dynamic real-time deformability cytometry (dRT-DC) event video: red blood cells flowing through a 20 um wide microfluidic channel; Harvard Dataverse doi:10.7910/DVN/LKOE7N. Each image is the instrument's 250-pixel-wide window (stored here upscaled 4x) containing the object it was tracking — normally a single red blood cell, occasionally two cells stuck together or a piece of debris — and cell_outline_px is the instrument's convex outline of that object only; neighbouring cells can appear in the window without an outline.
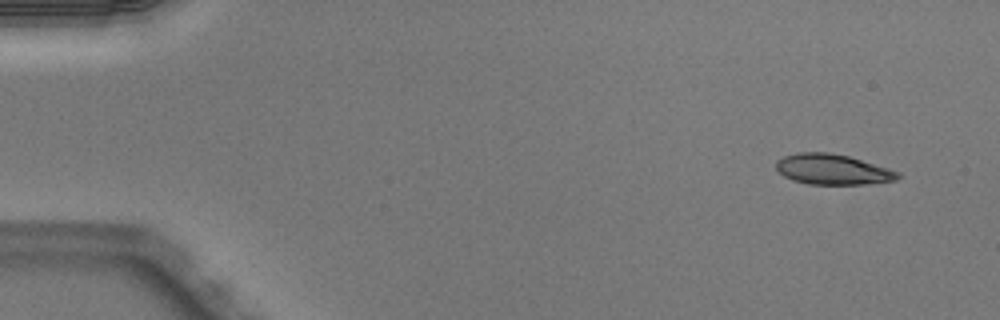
{"species": "Egyptian fruit bat (a non-hibernating species)", "species_latin": "Rousettus aegyptiacus", "temperature_condition": "warm", "stored_images_in_passage": 48, "camera_frame_rate_fps": 3000, "um_per_image_px": 0.085, "animal": {"sex": "male"}, "frame": {"image": 1, "passage_image": 1, "time_ms": 0.0, "image_size_px": [1000, 320], "cell_outline_px": [[904, 176], [896, 180], [864, 184], [808, 184], [792, 180], [784, 176], [776, 168], [776, 160], [784, 156], [796, 152], [828, 152], [848, 156], [888, 168], [900, 172]], "centroid_in_image_um": [70.78, 14.4], "position_along_channel_um": 14.2, "area_um2": 21.62}}
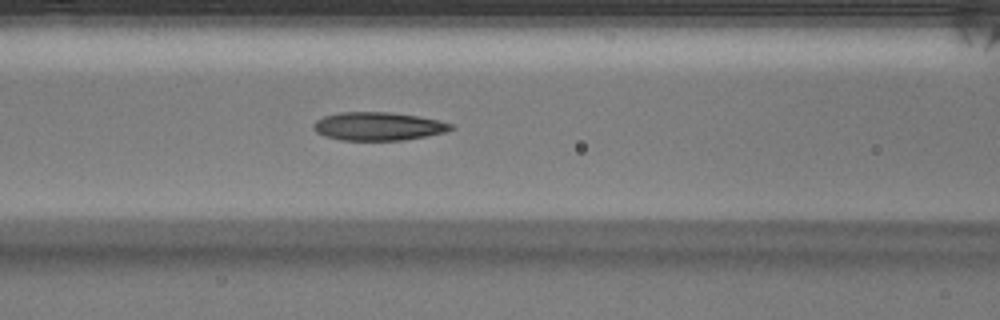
{"frame": {"image": 2, "passage_image": 19, "time_ms": 6.0, "image_size_px": [1000, 320], "cell_outline_px": [[456, 128], [444, 132], [404, 140], [340, 140], [324, 136], [316, 132], [312, 128], [312, 124], [316, 120], [324, 116], [340, 112], [388, 112], [420, 116], [440, 120], [452, 124]], "centroid_in_image_um": [32.13, 10.73], "position_along_channel_um": 134.5, "area_um2": 22.77}}
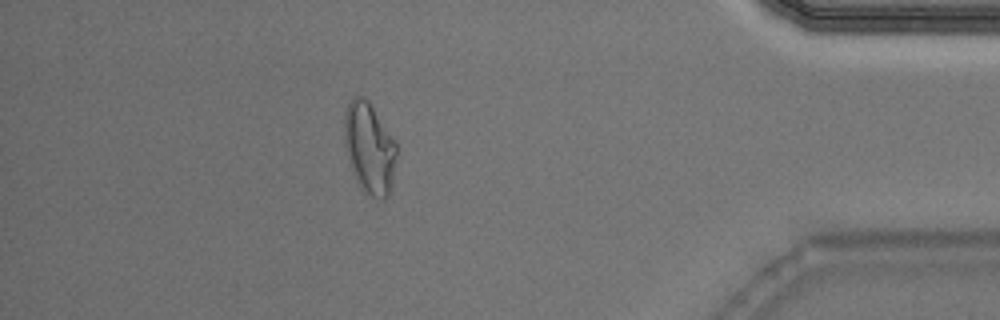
{"frame": {"image": 3, "passage_image": 42, "time_ms": 13.667, "image_size_px": [1000, 320], "cell_outline_px": [[396, 156], [392, 184], [388, 196], [384, 200], [372, 196], [364, 192], [356, 180], [344, 144], [344, 112], [352, 96], [364, 96], [368, 100], [396, 140]], "centroid_in_image_um": [31.4, 12.56], "position_along_channel_um": 403.8, "area_um2": 27.86}, "authors_computed_cell_mechanics": {"area_um2": 22.7732, "velocity_mm_per_s": 4.0311, "shape_relaxation_time_tau1_ms": 9.6974, "shape_relaxation_time_tau2_ms": 2.7526, "deformation_change_tau1": 0.299, "deformation_change_tau2": 0.1173}}